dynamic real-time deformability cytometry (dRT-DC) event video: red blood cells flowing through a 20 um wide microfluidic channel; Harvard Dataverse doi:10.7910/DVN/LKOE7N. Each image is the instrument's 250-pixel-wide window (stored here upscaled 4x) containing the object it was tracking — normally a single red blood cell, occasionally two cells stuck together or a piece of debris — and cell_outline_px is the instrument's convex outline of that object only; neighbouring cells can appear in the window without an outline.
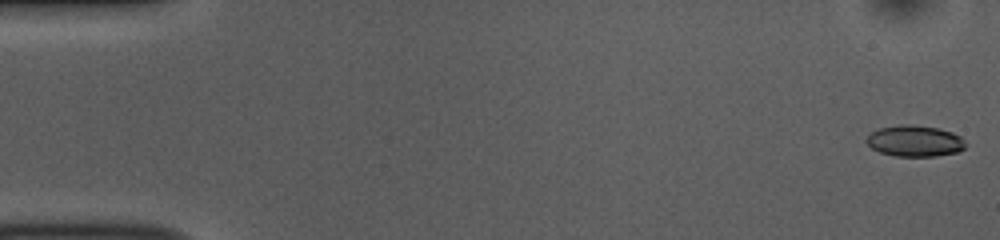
{"species": "common noctule bat (a hibernating species)", "species_latin": "Nyctalus noctula", "temperature_condition": "room temperature", "stored_images_in_passage": 53, "camera_frame_rate_fps": 3000, "um_per_image_px": 0.085, "animal": {"sex": "female", "body_mass_g": 10.0, "forearm_length_mm": 53.1}, "frame": {"image": 1, "passage_image": 1, "time_ms": 0.0, "image_size_px": [1000, 240], "cell_outline_px": [[964, 148], [956, 152], [936, 156], [896, 156], [880, 152], [872, 148], [864, 140], [872, 132], [880, 128], [900, 124], [908, 124], [940, 128], [952, 132], [960, 136], [964, 140]], "centroid_in_image_um": [77.74, 11.97], "position_along_channel_um": 7.3, "area_um2": 17.92}}
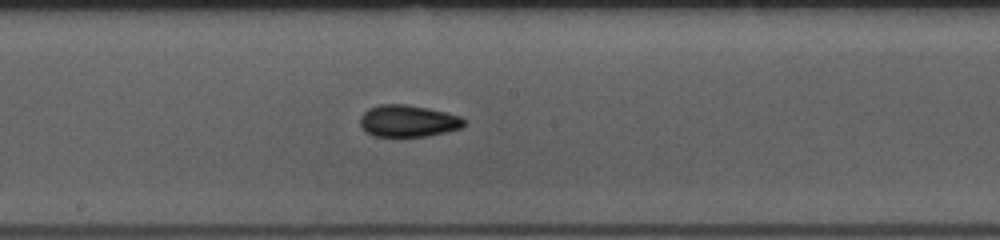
{"frame": {"image": 2, "passage_image": 28, "time_ms": 9.0, "image_size_px": [1000, 240], "cell_outline_px": [[468, 120], [460, 128], [448, 132], [428, 136], [376, 136], [364, 132], [360, 124], [360, 116], [368, 108], [380, 104], [404, 104], [428, 108], [448, 112], [460, 116]], "centroid_in_image_um": [34.7, 10.28], "position_along_channel_um": 213.5, "area_um2": 19.54}}
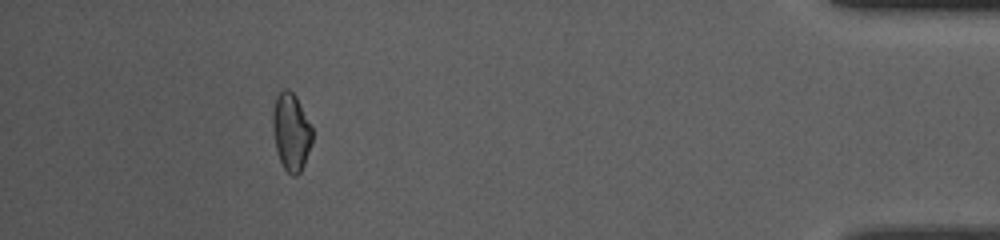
{"frame": {"image": 3, "passage_image": 48, "time_ms": 15.667, "image_size_px": [1000, 240], "cell_outline_px": [[312, 144], [304, 164], [300, 172], [296, 176], [292, 176], [284, 168], [280, 160], [276, 148], [272, 128], [272, 112], [276, 96], [284, 88], [288, 88], [296, 96], [312, 128]], "centroid_in_image_um": [24.74, 11.2], "position_along_channel_um": 410.5, "area_um2": 17.86}, "authors_computed_cell_mechanics": {"area_um2": 18.496, "velocity_mm_per_s": 3.8104, "shape_relaxation_time_tau1_ms": 3.7103, "shape_relaxation_time_tau2_ms": 3.3723, "deformation_change_tau1": 0.1035, "deformation_change_tau2": 0.0784}}